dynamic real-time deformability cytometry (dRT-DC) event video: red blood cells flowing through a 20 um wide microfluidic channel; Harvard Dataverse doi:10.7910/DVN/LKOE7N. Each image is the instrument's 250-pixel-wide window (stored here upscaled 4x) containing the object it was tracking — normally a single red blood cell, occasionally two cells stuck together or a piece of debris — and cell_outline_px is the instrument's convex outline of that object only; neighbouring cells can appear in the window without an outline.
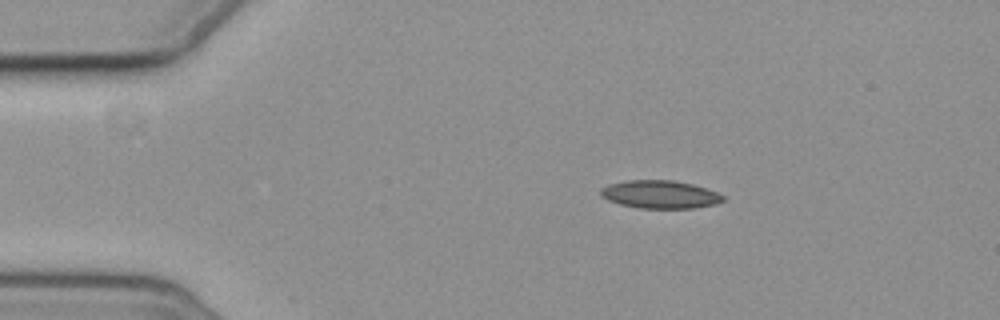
{"species": "common noctule bat (a hibernating species)", "species_latin": "Nyctalus noctula", "temperature_condition": "cold", "stored_images_in_passage": 5, "camera_frame_rate_fps": 3000, "um_per_image_px": 0.085, "animal": {"sex": "female", "body_mass_g": 19.3, "forearm_length_mm": 54.1}, "frame": {"image": 1, "passage_image": 2, "time_ms": 1.333, "image_size_px": [1000, 320], "cell_outline_px": [[724, 200], [716, 204], [692, 208], [640, 208], [620, 204], [608, 200], [600, 196], [600, 188], [608, 184], [624, 180], [672, 180], [692, 184], [716, 192], [724, 196]], "centroid_in_image_um": [56.06, 16.52], "position_along_channel_um": 28.9, "area_um2": 19.94}}